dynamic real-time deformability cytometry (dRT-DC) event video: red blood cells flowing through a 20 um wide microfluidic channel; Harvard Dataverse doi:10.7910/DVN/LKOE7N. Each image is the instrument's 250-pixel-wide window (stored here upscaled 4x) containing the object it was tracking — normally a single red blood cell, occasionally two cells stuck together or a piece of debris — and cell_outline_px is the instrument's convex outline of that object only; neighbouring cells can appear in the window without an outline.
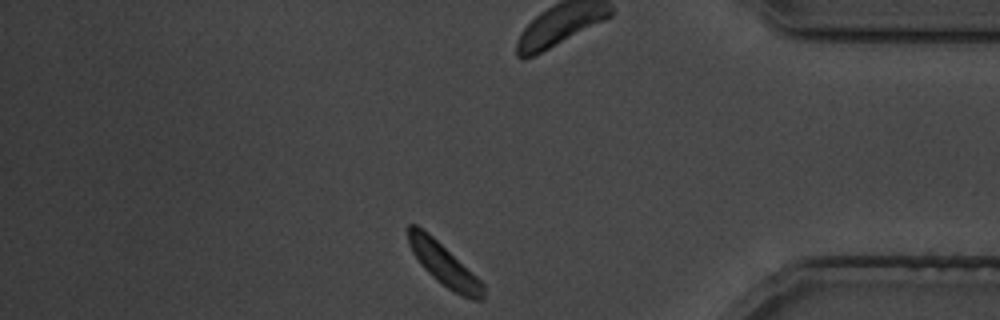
{"species": "common noctule bat (a hibernating species)", "species_latin": "Nyctalus noctula", "temperature_condition": "cold", "stored_images_in_passage": 23, "camera_frame_rate_fps": 3000, "um_per_image_px": 0.085, "animal": {"sex": "male", "body_mass_g": 19.5, "forearm_length_mm": 54.6}, "frame": {"image": 1, "passage_image": 23, "time_ms": 26.667, "image_size_px": [1000, 320], "cell_outline_px": [[484, 300], [472, 300], [460, 296], [436, 280], [424, 268], [412, 252], [408, 240], [408, 224], [416, 224], [428, 232], [476, 276], [484, 284]], "centroid_in_image_um": [37.74, 22.51], "position_along_channel_um": 397.5, "area_um2": 18.21}}